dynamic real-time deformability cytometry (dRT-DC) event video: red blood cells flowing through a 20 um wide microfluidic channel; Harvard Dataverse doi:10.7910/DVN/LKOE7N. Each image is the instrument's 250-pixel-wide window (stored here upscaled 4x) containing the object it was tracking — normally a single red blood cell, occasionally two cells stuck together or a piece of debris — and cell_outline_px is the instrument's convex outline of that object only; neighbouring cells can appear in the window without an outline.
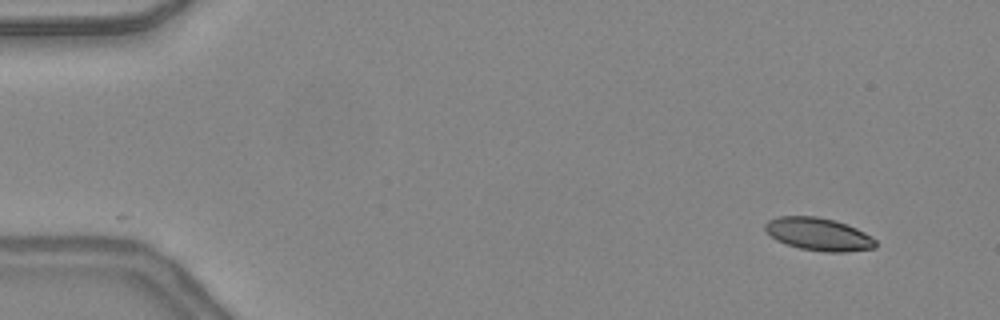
{"species": "common noctule bat (a hibernating species)", "species_latin": "Nyctalus noctula", "temperature_condition": "warm", "stored_images_in_passage": 45, "camera_frame_rate_fps": 3000, "um_per_image_px": 0.085, "animal": {"sex": "female", "body_mass_g": 24.6, "forearm_length_mm": 56.2}, "frame": {"image": 1, "passage_image": 1, "time_ms": 0.0, "image_size_px": [1000, 320], "cell_outline_px": [[876, 248], [844, 252], [824, 252], [800, 248], [784, 244], [776, 240], [764, 228], [764, 224], [768, 220], [780, 216], [816, 216], [836, 220], [856, 228], [872, 236], [876, 240]], "centroid_in_image_um": [69.59, 19.91], "position_along_channel_um": 15.4, "area_um2": 21.21}}
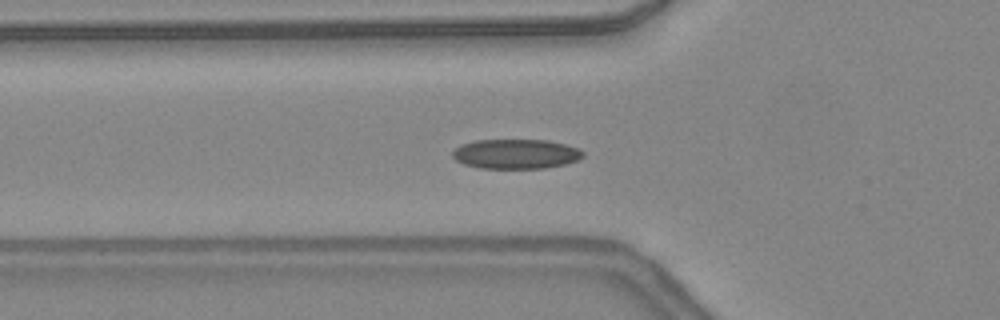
{"frame": {"image": 2, "passage_image": 14, "time_ms": 4.333, "image_size_px": [1000, 320], "cell_outline_px": [[584, 156], [580, 160], [564, 164], [544, 168], [480, 168], [464, 164], [456, 160], [452, 156], [452, 152], [460, 144], [476, 140], [548, 140], [580, 148], [584, 152]], "centroid_in_image_um": [43.87, 13.08], "position_along_channel_um": 81.9, "area_um2": 22.66}}
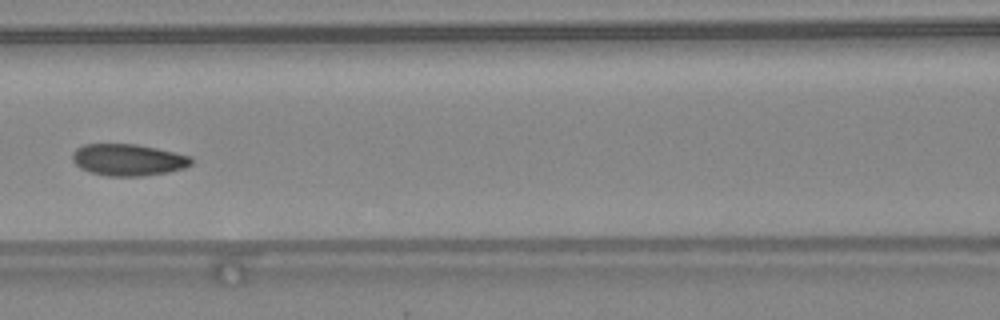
{"frame": {"image": 3, "passage_image": 19, "time_ms": 6.0, "image_size_px": [1000, 320], "cell_outline_px": [[192, 164], [184, 168], [168, 172], [144, 176], [108, 176], [92, 172], [80, 168], [72, 160], [72, 152], [76, 148], [84, 144], [136, 144], [156, 148], [192, 156]], "centroid_in_image_um": [10.89, 13.58], "position_along_channel_um": 155.7, "area_um2": 22.02}, "authors_computed_cell_mechanics": {"area_um2": 21.8484, "velocity_mm_per_s": 4.3615, "shape_relaxation_time_tau1_ms": 2.5722, "shape_relaxation_time_tau2_ms": 2.3165, "deformation_change_tau1": 0.0966, "deformation_change_tau2": 0.0824}}